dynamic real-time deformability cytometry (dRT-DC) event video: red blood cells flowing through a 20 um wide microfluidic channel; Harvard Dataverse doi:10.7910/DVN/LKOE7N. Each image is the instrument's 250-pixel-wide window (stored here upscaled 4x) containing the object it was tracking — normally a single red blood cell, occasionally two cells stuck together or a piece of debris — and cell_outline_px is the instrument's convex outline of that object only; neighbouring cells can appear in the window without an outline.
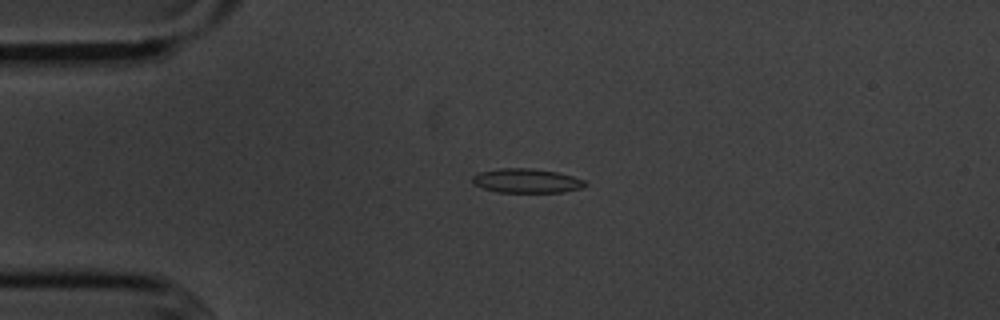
{"species": "common noctule bat (a hibernating species)", "species_latin": "Nyctalus noctula", "temperature_condition": "cold", "stored_images_in_passage": 4, "camera_frame_rate_fps": 3000, "um_per_image_px": 0.085, "animal": {"sex": "male", "body_mass_g": 20.1, "forearm_length_mm": 53.5}, "frame": {"image": 1, "passage_image": 3, "time_ms": 2.333, "image_size_px": [1000, 320], "cell_outline_px": [[588, 184], [584, 188], [564, 192], [500, 192], [484, 188], [472, 184], [472, 176], [480, 172], [500, 168], [532, 168], [556, 172], [572, 176], [584, 180]], "centroid_in_image_um": [44.78, 15.37], "position_along_channel_um": 40.2, "area_um2": 15.95}}